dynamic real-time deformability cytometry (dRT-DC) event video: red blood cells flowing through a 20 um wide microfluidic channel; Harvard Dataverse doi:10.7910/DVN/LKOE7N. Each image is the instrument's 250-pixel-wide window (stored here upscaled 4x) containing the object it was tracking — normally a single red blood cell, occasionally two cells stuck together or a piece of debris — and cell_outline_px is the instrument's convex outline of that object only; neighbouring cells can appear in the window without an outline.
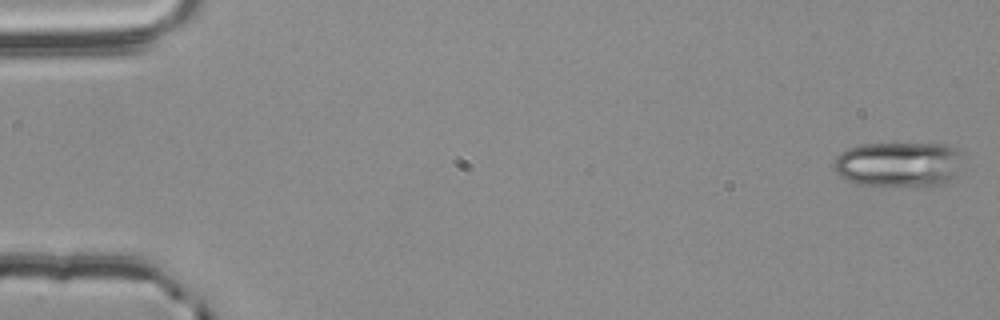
{"species": "common noctule bat (a hibernating species)", "species_latin": "Nyctalus noctula", "temperature_condition": "room temperature", "stored_images_in_passage": 55, "camera_frame_rate_fps": 3000, "um_per_image_px": 0.085, "animal": {"sex": "male", "body_mass_g": 20.4}, "frame": {"image": 1, "passage_image": 1, "time_ms": 0.0, "image_size_px": [1000, 320], "cell_outline_px": [[964, 156], [948, 180], [944, 184], [856, 184], [840, 176], [832, 168], [836, 156], [848, 148], [864, 144], [948, 144], [964, 152]], "centroid_in_image_um": [76.35, 13.92], "position_along_channel_um": 8.6, "area_um2": 33.18}}
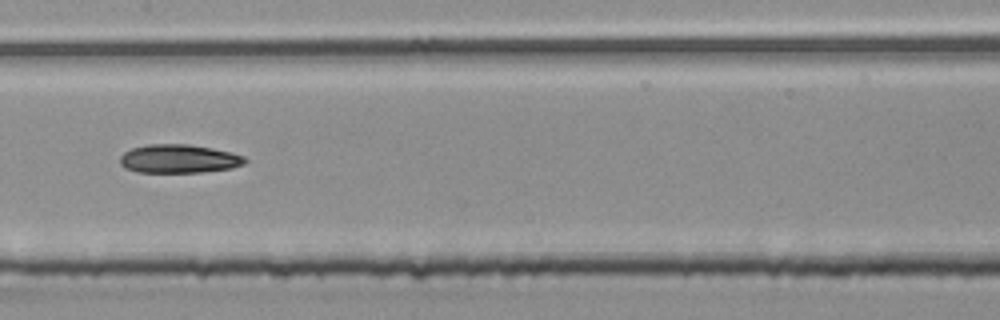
{"frame": {"image": 2, "passage_image": 28, "time_ms": 9.0, "image_size_px": [1000, 320], "cell_outline_px": [[248, 160], [244, 164], [232, 168], [200, 172], [136, 172], [124, 168], [120, 164], [120, 156], [124, 152], [132, 148], [148, 144], [188, 144], [212, 148], [244, 156]], "centroid_in_image_um": [15.18, 13.5], "position_along_channel_um": 192.2, "area_um2": 20.81}}
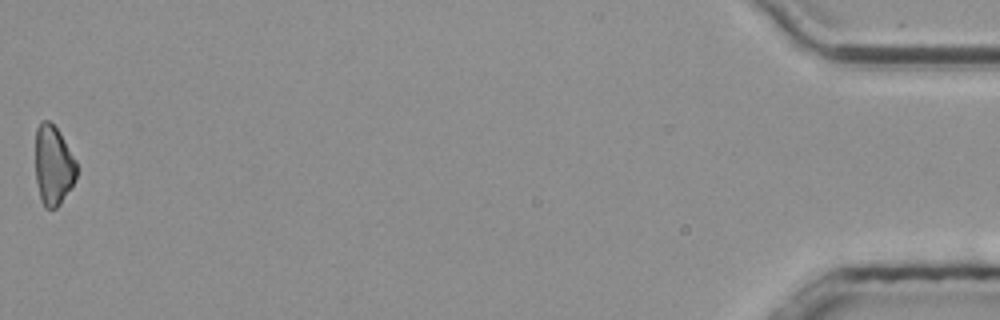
{"frame": {"image": 3, "passage_image": 55, "time_ms": 18.0, "image_size_px": [1000, 320], "cell_outline_px": [[76, 176], [72, 184], [60, 204], [56, 208], [44, 208], [40, 200], [36, 180], [36, 128], [40, 120], [48, 120], [56, 128], [64, 140], [76, 160]], "centroid_in_image_um": [4.51, 14.05], "position_along_channel_um": 430.7, "area_um2": 18.96}, "authors_computed_cell_mechanics": {"area_um2": 21.1548, "velocity_mm_per_s": 3.8062, "shape_relaxation_time_tau1_ms": 4.0198, "shape_relaxation_time_tau2_ms": null, "deformation_change_tau1": 0.1192, "deformation_change_tau2": null}}